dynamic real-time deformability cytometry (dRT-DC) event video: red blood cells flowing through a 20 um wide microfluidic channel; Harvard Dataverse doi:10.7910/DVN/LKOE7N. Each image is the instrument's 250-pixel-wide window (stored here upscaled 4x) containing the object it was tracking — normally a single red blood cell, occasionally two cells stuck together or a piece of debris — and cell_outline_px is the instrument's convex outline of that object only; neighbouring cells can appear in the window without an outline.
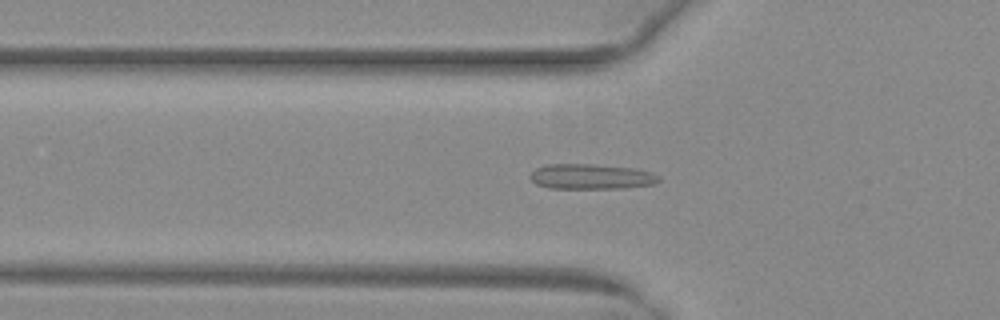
{"species": "common noctule bat (a hibernating species)", "species_latin": "Nyctalus noctula", "temperature_condition": "warm", "stored_images_in_passage": 51, "camera_frame_rate_fps": 3000, "um_per_image_px": 0.085, "animal": {"sex": "female", "body_mass_g": 29.2, "forearm_length_mm": 56.3}, "frame": {"image": 1, "passage_image": 18, "time_ms": 5.667, "image_size_px": [1000, 320], "cell_outline_px": [[660, 180], [656, 184], [624, 188], [548, 188], [536, 184], [528, 176], [536, 168], [548, 164], [592, 164], [632, 168], [652, 172], [660, 176]], "centroid_in_image_um": [50.26, 15.01], "position_along_channel_um": 75.5, "area_um2": 18.96}}
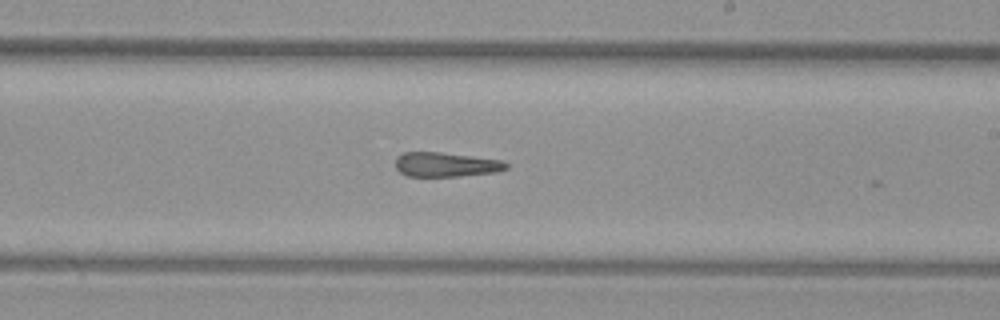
{"frame": {"image": 2, "passage_image": 31, "time_ms": 10.0, "image_size_px": [1000, 320], "cell_outline_px": [[508, 168], [496, 172], [460, 176], [404, 176], [396, 168], [396, 156], [404, 152], [440, 152], [504, 160], [508, 164]], "centroid_in_image_um": [37.9, 13.98], "position_along_channel_um": 251.1, "area_um2": 15.9}}
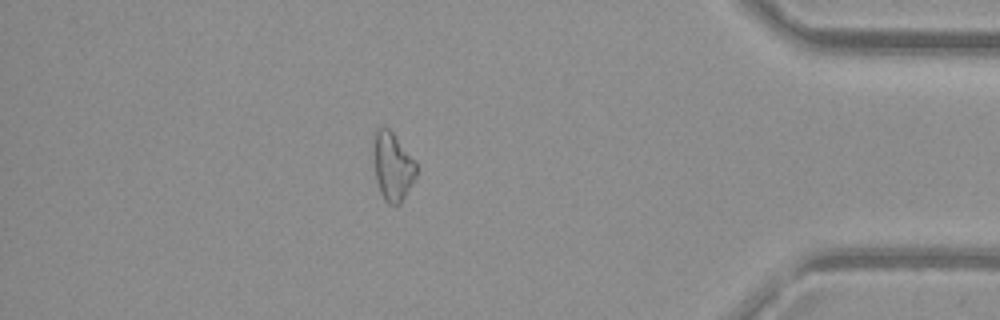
{"frame": {"image": 3, "passage_image": 45, "time_ms": 14.667, "image_size_px": [1000, 320], "cell_outline_px": [[416, 176], [400, 204], [388, 204], [384, 200], [380, 192], [376, 180], [372, 152], [372, 136], [376, 128], [380, 124], [388, 128], [392, 132], [416, 160]], "centroid_in_image_um": [33.33, 14.08], "position_along_channel_um": 401.9, "area_um2": 17.51}, "authors_computed_cell_mechanics": {"area_um2": 17.4556, "velocity_mm_per_s": 4.0431, "shape_relaxation_time_tau1_ms": null, "shape_relaxation_time_tau2_ms": 3.666, "deformation_change_tau1": null, "deformation_change_tau2": 0.1218}}